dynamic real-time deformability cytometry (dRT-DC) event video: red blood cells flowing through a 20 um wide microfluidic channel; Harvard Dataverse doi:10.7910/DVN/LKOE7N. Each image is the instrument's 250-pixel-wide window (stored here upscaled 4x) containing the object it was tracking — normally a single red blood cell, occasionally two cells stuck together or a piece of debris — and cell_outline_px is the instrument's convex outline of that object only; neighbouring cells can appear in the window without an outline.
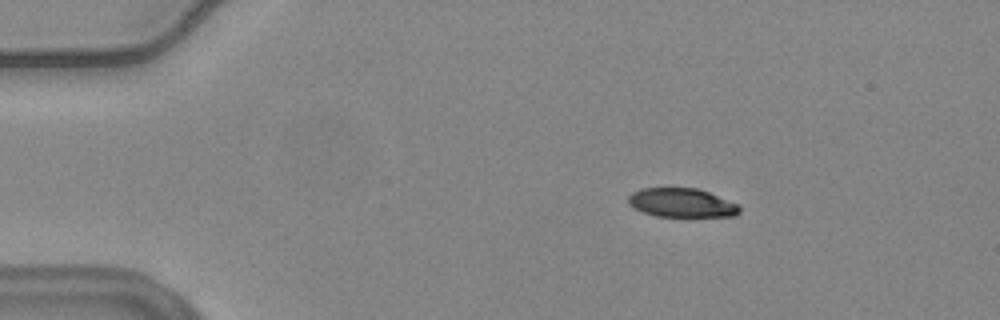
{"species": "common noctule bat (a hibernating species)", "species_latin": "Nyctalus noctula", "temperature_condition": "warm", "stored_images_in_passage": 55, "camera_frame_rate_fps": 3000, "um_per_image_px": 0.085, "animal": {"sex": "female", "body_mass_g": 24.6, "forearm_length_mm": 56.2}, "frame": {"image": 1, "passage_image": 9, "time_ms": 2.667, "image_size_px": [1000, 320], "cell_outline_px": [[740, 212], [736, 216], [656, 216], [644, 212], [628, 204], [628, 196], [632, 192], [640, 188], [696, 188], [708, 192], [740, 204]], "centroid_in_image_um": [57.96, 17.23], "position_along_channel_um": 27.0, "area_um2": 18.73}}
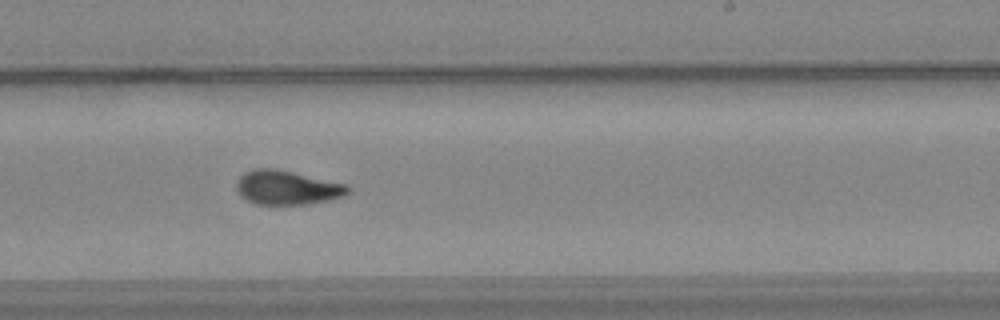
{"frame": {"image": 2, "passage_image": 34, "time_ms": 11.0, "image_size_px": [1000, 320], "cell_outline_px": [[348, 192], [344, 196], [332, 200], [308, 204], [256, 204], [240, 196], [236, 188], [236, 180], [244, 172], [252, 168], [272, 168], [292, 172], [348, 184]], "centroid_in_image_um": [24.38, 15.94], "position_along_channel_um": 264.6, "area_um2": 22.25}}
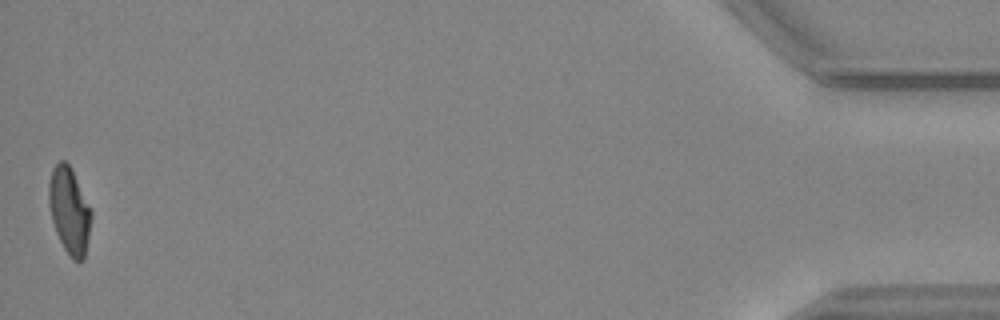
{"frame": {"image": 3, "passage_image": 55, "time_ms": 18.0, "image_size_px": [1000, 320], "cell_outline_px": [[92, 216], [84, 260], [72, 260], [64, 248], [56, 232], [52, 220], [48, 204], [48, 184], [52, 168], [60, 160], [64, 160], [68, 164], [92, 212]], "centroid_in_image_um": [5.87, 17.92], "position_along_channel_um": 429.3, "area_um2": 21.04}, "authors_computed_cell_mechanics": {"area_um2": 21.5594, "velocity_mm_per_s": 3.7116, "shape_relaxation_time_tau1_ms": 8.0711, "shape_relaxation_time_tau2_ms": 2.0191, "deformation_change_tau1": 0.2334, "deformation_change_tau2": 0.0778}}